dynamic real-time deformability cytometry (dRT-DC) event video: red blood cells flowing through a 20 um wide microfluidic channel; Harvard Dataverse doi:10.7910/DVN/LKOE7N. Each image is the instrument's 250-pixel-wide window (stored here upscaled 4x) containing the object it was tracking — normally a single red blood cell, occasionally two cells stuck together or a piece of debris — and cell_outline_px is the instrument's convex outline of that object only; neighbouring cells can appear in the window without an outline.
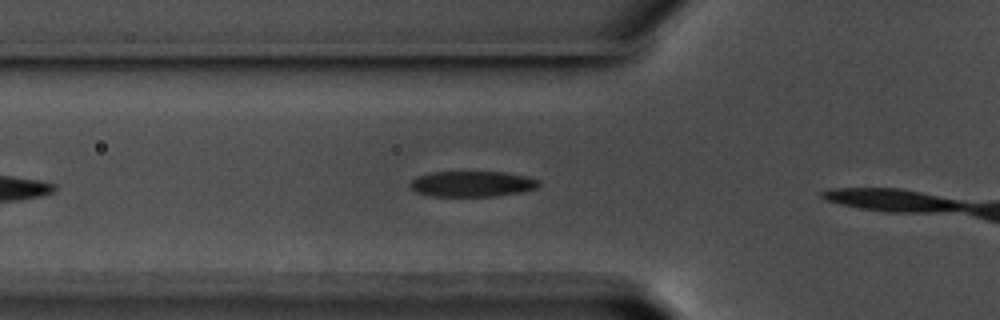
{"species": "common noctule bat (a hibernating species)", "species_latin": "Nyctalus noctula", "temperature_condition": "warm", "stored_images_in_passage": 8, "camera_frame_rate_fps": 3000, "um_per_image_px": 0.085, "animal": {"sex": "male", "body_mass_g": 17.5, "forearm_length_mm": 52.3}, "frame": {"image": 1, "passage_image": 6, "time_ms": 1.667, "image_size_px": [1000, 320], "cell_outline_px": [[540, 184], [536, 188], [520, 192], [496, 196], [432, 196], [416, 192], [412, 188], [412, 180], [416, 176], [432, 172], [504, 172], [528, 176], [540, 180]], "centroid_in_image_um": [40.17, 15.62], "position_along_channel_um": 85.6, "area_um2": 19.19}}